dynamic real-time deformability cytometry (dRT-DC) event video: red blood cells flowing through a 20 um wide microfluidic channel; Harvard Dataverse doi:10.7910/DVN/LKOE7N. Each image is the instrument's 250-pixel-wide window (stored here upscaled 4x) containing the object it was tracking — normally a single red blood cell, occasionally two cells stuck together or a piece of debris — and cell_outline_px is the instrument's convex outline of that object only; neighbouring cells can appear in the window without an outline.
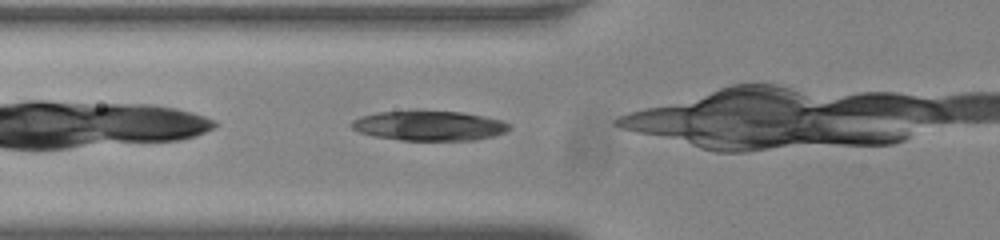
{"species": "common noctule bat (a hibernating species)", "species_latin": "Nyctalus noctula", "temperature_condition": "room temperature", "stored_images_in_passage": 26, "camera_frame_rate_fps": 3000, "um_per_image_px": 0.085, "animal": {"sex": "male", "body_mass_g": 20.0, "forearm_length_mm": 53.3}, "frame": {"image": 1, "passage_image": 2, "time_ms": 0.333, "image_size_px": [1000, 240], "cell_outline_px": [[508, 128], [504, 132], [492, 136], [476, 140], [400, 140], [372, 136], [360, 132], [352, 128], [348, 124], [352, 120], [360, 116], [376, 112], [460, 112], [484, 116], [500, 120], [508, 124]], "centroid_in_image_um": [36.41, 10.7], "position_along_channel_um": 89.4, "area_um2": 26.93}}
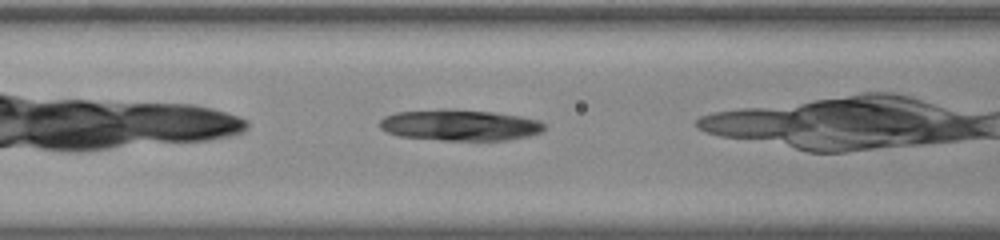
{"frame": {"image": 2, "passage_image": 5, "time_ms": 1.333, "image_size_px": [1000, 240], "cell_outline_px": [[544, 128], [540, 132], [528, 136], [508, 140], [444, 140], [400, 136], [388, 132], [380, 128], [380, 120], [384, 116], [396, 112], [492, 112], [520, 116], [540, 120], [544, 124]], "centroid_in_image_um": [39.14, 10.68], "position_along_channel_um": 127.5, "area_um2": 28.44}}